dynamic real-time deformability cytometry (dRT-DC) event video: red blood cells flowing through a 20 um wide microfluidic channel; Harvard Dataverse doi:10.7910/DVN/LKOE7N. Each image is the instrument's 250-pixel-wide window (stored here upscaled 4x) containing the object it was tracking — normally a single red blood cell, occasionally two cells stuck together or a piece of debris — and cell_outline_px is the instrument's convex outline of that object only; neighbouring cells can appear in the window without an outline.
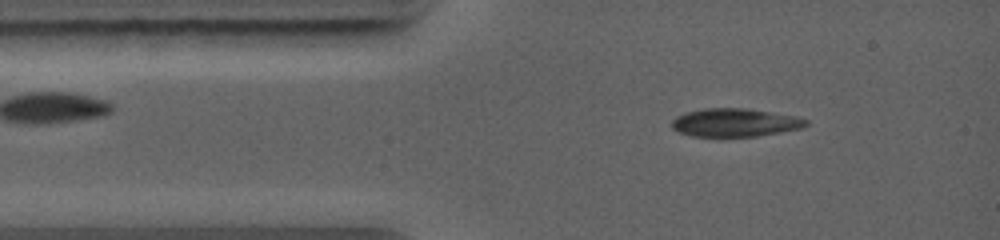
{"species": "common noctule bat (a hibernating species)", "species_latin": "Nyctalus noctula", "temperature_condition": "warm", "stored_images_in_passage": 18, "camera_frame_rate_fps": 5000, "um_per_image_px": 0.085, "animal": {"sex": "female", "body_mass_g": 19.0, "forearm_length_mm": 56.7}, "frame": {"image": 1, "passage_image": 3, "time_ms": 0.8, "image_size_px": [1000, 240], "cell_outline_px": [[808, 124], [804, 128], [756, 136], [720, 140], [692, 136], [680, 132], [672, 128], [672, 120], [676, 116], [684, 112], [704, 108], [748, 108], [796, 116], [808, 120]], "centroid_in_image_um": [62.44, 10.46], "position_along_channel_um": 22.6, "area_um2": 23.06}}
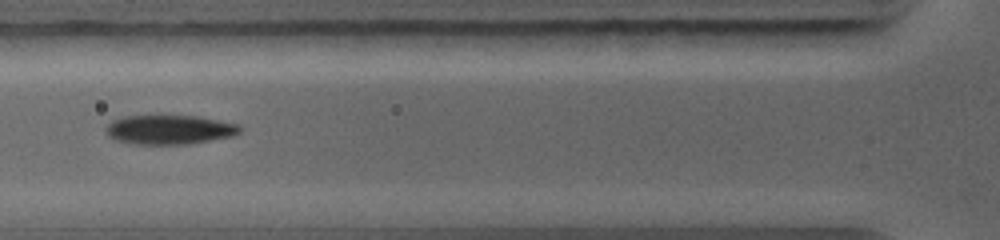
{"frame": {"image": 2, "passage_image": 10, "time_ms": 3.2, "image_size_px": [1000, 240], "cell_outline_px": [[244, 128], [240, 132], [232, 136], [192, 144], [132, 144], [112, 140], [108, 136], [104, 128], [112, 120], [124, 116], [156, 112], [200, 116], [240, 124]], "centroid_in_image_um": [14.37, 10.97], "position_along_channel_um": 111.4, "area_um2": 24.39}}
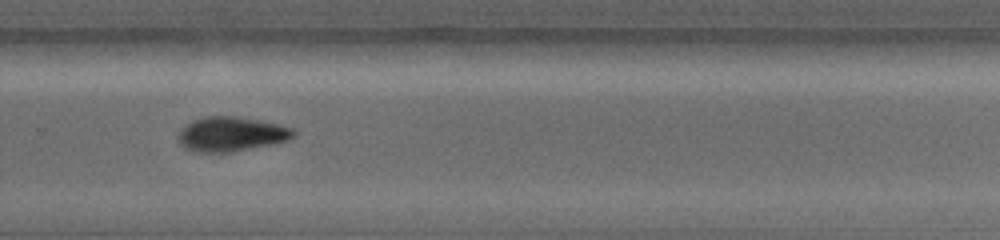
{"frame": {"image": 3, "passage_image": 17, "time_ms": 7.4, "image_size_px": [1000, 240], "cell_outline_px": [[296, 136], [288, 140], [272, 144], [232, 152], [196, 152], [184, 148], [180, 144], [180, 132], [184, 124], [192, 120], [204, 116], [236, 116], [260, 120], [292, 128], [296, 132]], "centroid_in_image_um": [19.66, 11.39], "position_along_channel_um": 310.1, "area_um2": 23.24}}